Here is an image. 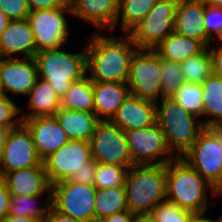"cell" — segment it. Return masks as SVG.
I'll list each match as a JSON object with an SVG mask.
<instances>
[{"label": "cell", "mask_w": 222, "mask_h": 222, "mask_svg": "<svg viewBox=\"0 0 222 222\" xmlns=\"http://www.w3.org/2000/svg\"><path fill=\"white\" fill-rule=\"evenodd\" d=\"M123 35L107 37L95 32L87 39L86 70L92 81L126 83L138 48L130 34Z\"/></svg>", "instance_id": "cell-1"}, {"label": "cell", "mask_w": 222, "mask_h": 222, "mask_svg": "<svg viewBox=\"0 0 222 222\" xmlns=\"http://www.w3.org/2000/svg\"><path fill=\"white\" fill-rule=\"evenodd\" d=\"M208 192L220 195L206 179L181 157L166 164V200L194 214L206 213L209 208Z\"/></svg>", "instance_id": "cell-2"}, {"label": "cell", "mask_w": 222, "mask_h": 222, "mask_svg": "<svg viewBox=\"0 0 222 222\" xmlns=\"http://www.w3.org/2000/svg\"><path fill=\"white\" fill-rule=\"evenodd\" d=\"M124 187L126 207L131 213H151L166 200V164L131 166Z\"/></svg>", "instance_id": "cell-3"}, {"label": "cell", "mask_w": 222, "mask_h": 222, "mask_svg": "<svg viewBox=\"0 0 222 222\" xmlns=\"http://www.w3.org/2000/svg\"><path fill=\"white\" fill-rule=\"evenodd\" d=\"M159 101L156 103V123L164 133L169 150L174 156L181 157L205 127L201 119L189 113L171 96H164Z\"/></svg>", "instance_id": "cell-4"}, {"label": "cell", "mask_w": 222, "mask_h": 222, "mask_svg": "<svg viewBox=\"0 0 222 222\" xmlns=\"http://www.w3.org/2000/svg\"><path fill=\"white\" fill-rule=\"evenodd\" d=\"M60 48L42 50L35 54L38 77L45 80L62 97L70 85L87 75L86 49L70 53Z\"/></svg>", "instance_id": "cell-5"}, {"label": "cell", "mask_w": 222, "mask_h": 222, "mask_svg": "<svg viewBox=\"0 0 222 222\" xmlns=\"http://www.w3.org/2000/svg\"><path fill=\"white\" fill-rule=\"evenodd\" d=\"M181 158L222 193V132L219 128L205 127Z\"/></svg>", "instance_id": "cell-6"}, {"label": "cell", "mask_w": 222, "mask_h": 222, "mask_svg": "<svg viewBox=\"0 0 222 222\" xmlns=\"http://www.w3.org/2000/svg\"><path fill=\"white\" fill-rule=\"evenodd\" d=\"M160 73L159 55L153 49H138L126 81L130 94L157 103L161 99Z\"/></svg>", "instance_id": "cell-7"}, {"label": "cell", "mask_w": 222, "mask_h": 222, "mask_svg": "<svg viewBox=\"0 0 222 222\" xmlns=\"http://www.w3.org/2000/svg\"><path fill=\"white\" fill-rule=\"evenodd\" d=\"M94 186L68 179L52 185L51 207L57 212L82 222H94Z\"/></svg>", "instance_id": "cell-8"}, {"label": "cell", "mask_w": 222, "mask_h": 222, "mask_svg": "<svg viewBox=\"0 0 222 222\" xmlns=\"http://www.w3.org/2000/svg\"><path fill=\"white\" fill-rule=\"evenodd\" d=\"M66 13L72 14L69 1L59 8L30 12L27 19L34 34L37 52L60 48L67 43L70 32Z\"/></svg>", "instance_id": "cell-9"}, {"label": "cell", "mask_w": 222, "mask_h": 222, "mask_svg": "<svg viewBox=\"0 0 222 222\" xmlns=\"http://www.w3.org/2000/svg\"><path fill=\"white\" fill-rule=\"evenodd\" d=\"M133 165L167 164L176 156L169 150L164 133L157 123L125 132Z\"/></svg>", "instance_id": "cell-10"}, {"label": "cell", "mask_w": 222, "mask_h": 222, "mask_svg": "<svg viewBox=\"0 0 222 222\" xmlns=\"http://www.w3.org/2000/svg\"><path fill=\"white\" fill-rule=\"evenodd\" d=\"M178 0H158L145 18L129 33L138 49H154L173 33Z\"/></svg>", "instance_id": "cell-11"}, {"label": "cell", "mask_w": 222, "mask_h": 222, "mask_svg": "<svg viewBox=\"0 0 222 222\" xmlns=\"http://www.w3.org/2000/svg\"><path fill=\"white\" fill-rule=\"evenodd\" d=\"M92 159L99 163L133 166L125 132L111 120H100L90 140Z\"/></svg>", "instance_id": "cell-12"}, {"label": "cell", "mask_w": 222, "mask_h": 222, "mask_svg": "<svg viewBox=\"0 0 222 222\" xmlns=\"http://www.w3.org/2000/svg\"><path fill=\"white\" fill-rule=\"evenodd\" d=\"M90 160H92L90 142L69 140L42 162L49 183L54 185L57 182L69 179L74 172L83 168V165Z\"/></svg>", "instance_id": "cell-13"}, {"label": "cell", "mask_w": 222, "mask_h": 222, "mask_svg": "<svg viewBox=\"0 0 222 222\" xmlns=\"http://www.w3.org/2000/svg\"><path fill=\"white\" fill-rule=\"evenodd\" d=\"M41 163L42 160L39 158L28 128L21 123L18 127L11 129L7 135L0 160L3 174L39 166Z\"/></svg>", "instance_id": "cell-14"}, {"label": "cell", "mask_w": 222, "mask_h": 222, "mask_svg": "<svg viewBox=\"0 0 222 222\" xmlns=\"http://www.w3.org/2000/svg\"><path fill=\"white\" fill-rule=\"evenodd\" d=\"M34 58H0V91L4 96H27L38 79ZM10 93V94H9Z\"/></svg>", "instance_id": "cell-15"}, {"label": "cell", "mask_w": 222, "mask_h": 222, "mask_svg": "<svg viewBox=\"0 0 222 222\" xmlns=\"http://www.w3.org/2000/svg\"><path fill=\"white\" fill-rule=\"evenodd\" d=\"M22 123L31 132L42 161L69 141L55 116L29 118Z\"/></svg>", "instance_id": "cell-16"}, {"label": "cell", "mask_w": 222, "mask_h": 222, "mask_svg": "<svg viewBox=\"0 0 222 222\" xmlns=\"http://www.w3.org/2000/svg\"><path fill=\"white\" fill-rule=\"evenodd\" d=\"M37 53L28 19L10 20L0 34V58H34ZM16 55V56H15Z\"/></svg>", "instance_id": "cell-17"}, {"label": "cell", "mask_w": 222, "mask_h": 222, "mask_svg": "<svg viewBox=\"0 0 222 222\" xmlns=\"http://www.w3.org/2000/svg\"><path fill=\"white\" fill-rule=\"evenodd\" d=\"M204 8L203 0H178L173 32L201 41L209 47L212 41L205 33Z\"/></svg>", "instance_id": "cell-18"}, {"label": "cell", "mask_w": 222, "mask_h": 222, "mask_svg": "<svg viewBox=\"0 0 222 222\" xmlns=\"http://www.w3.org/2000/svg\"><path fill=\"white\" fill-rule=\"evenodd\" d=\"M111 121L124 132L154 125L156 103L129 94Z\"/></svg>", "instance_id": "cell-19"}, {"label": "cell", "mask_w": 222, "mask_h": 222, "mask_svg": "<svg viewBox=\"0 0 222 222\" xmlns=\"http://www.w3.org/2000/svg\"><path fill=\"white\" fill-rule=\"evenodd\" d=\"M72 16L101 29L113 31L119 10V0H69Z\"/></svg>", "instance_id": "cell-20"}, {"label": "cell", "mask_w": 222, "mask_h": 222, "mask_svg": "<svg viewBox=\"0 0 222 222\" xmlns=\"http://www.w3.org/2000/svg\"><path fill=\"white\" fill-rule=\"evenodd\" d=\"M3 183L11 195L51 196L52 185L49 183L43 162L39 166L5 173Z\"/></svg>", "instance_id": "cell-21"}, {"label": "cell", "mask_w": 222, "mask_h": 222, "mask_svg": "<svg viewBox=\"0 0 222 222\" xmlns=\"http://www.w3.org/2000/svg\"><path fill=\"white\" fill-rule=\"evenodd\" d=\"M92 87L94 113L99 120H111L130 94L126 83L92 81Z\"/></svg>", "instance_id": "cell-22"}, {"label": "cell", "mask_w": 222, "mask_h": 222, "mask_svg": "<svg viewBox=\"0 0 222 222\" xmlns=\"http://www.w3.org/2000/svg\"><path fill=\"white\" fill-rule=\"evenodd\" d=\"M55 118L60 123L69 140L88 142H90L100 121L94 112H82L62 107L55 113Z\"/></svg>", "instance_id": "cell-23"}, {"label": "cell", "mask_w": 222, "mask_h": 222, "mask_svg": "<svg viewBox=\"0 0 222 222\" xmlns=\"http://www.w3.org/2000/svg\"><path fill=\"white\" fill-rule=\"evenodd\" d=\"M28 96L30 100L27 108L30 109V113H22V121L34 117L55 116L61 108V97L47 81L40 78L37 79Z\"/></svg>", "instance_id": "cell-24"}, {"label": "cell", "mask_w": 222, "mask_h": 222, "mask_svg": "<svg viewBox=\"0 0 222 222\" xmlns=\"http://www.w3.org/2000/svg\"><path fill=\"white\" fill-rule=\"evenodd\" d=\"M206 48L201 41L173 32L162 40L153 50L160 58L182 63L190 56L203 52Z\"/></svg>", "instance_id": "cell-25"}, {"label": "cell", "mask_w": 222, "mask_h": 222, "mask_svg": "<svg viewBox=\"0 0 222 222\" xmlns=\"http://www.w3.org/2000/svg\"><path fill=\"white\" fill-rule=\"evenodd\" d=\"M204 127H219L222 124V78L211 74L202 83Z\"/></svg>", "instance_id": "cell-26"}, {"label": "cell", "mask_w": 222, "mask_h": 222, "mask_svg": "<svg viewBox=\"0 0 222 222\" xmlns=\"http://www.w3.org/2000/svg\"><path fill=\"white\" fill-rule=\"evenodd\" d=\"M126 207L125 187L117 186L107 189H96L94 202V222L124 212Z\"/></svg>", "instance_id": "cell-27"}, {"label": "cell", "mask_w": 222, "mask_h": 222, "mask_svg": "<svg viewBox=\"0 0 222 222\" xmlns=\"http://www.w3.org/2000/svg\"><path fill=\"white\" fill-rule=\"evenodd\" d=\"M61 107L82 112H94L92 80L86 75L70 85L61 97Z\"/></svg>", "instance_id": "cell-28"}, {"label": "cell", "mask_w": 222, "mask_h": 222, "mask_svg": "<svg viewBox=\"0 0 222 222\" xmlns=\"http://www.w3.org/2000/svg\"><path fill=\"white\" fill-rule=\"evenodd\" d=\"M158 0H119L118 23L122 32L129 34L154 7ZM121 18V19H120Z\"/></svg>", "instance_id": "cell-29"}, {"label": "cell", "mask_w": 222, "mask_h": 222, "mask_svg": "<svg viewBox=\"0 0 222 222\" xmlns=\"http://www.w3.org/2000/svg\"><path fill=\"white\" fill-rule=\"evenodd\" d=\"M42 196L43 195H12L9 215L35 218L41 222L51 208V196H47L45 200H43L45 201L43 202V204H45L44 206L41 207L37 205L38 199L40 200Z\"/></svg>", "instance_id": "cell-30"}, {"label": "cell", "mask_w": 222, "mask_h": 222, "mask_svg": "<svg viewBox=\"0 0 222 222\" xmlns=\"http://www.w3.org/2000/svg\"><path fill=\"white\" fill-rule=\"evenodd\" d=\"M185 82L201 84L212 74V59L207 47L203 52L190 56L180 63Z\"/></svg>", "instance_id": "cell-31"}, {"label": "cell", "mask_w": 222, "mask_h": 222, "mask_svg": "<svg viewBox=\"0 0 222 222\" xmlns=\"http://www.w3.org/2000/svg\"><path fill=\"white\" fill-rule=\"evenodd\" d=\"M202 86L197 83L184 82L171 95L176 102L184 107L189 113L202 119L203 117V97ZM202 116V117H201Z\"/></svg>", "instance_id": "cell-32"}, {"label": "cell", "mask_w": 222, "mask_h": 222, "mask_svg": "<svg viewBox=\"0 0 222 222\" xmlns=\"http://www.w3.org/2000/svg\"><path fill=\"white\" fill-rule=\"evenodd\" d=\"M130 167L97 162L95 172V189H107L124 186L127 171Z\"/></svg>", "instance_id": "cell-33"}, {"label": "cell", "mask_w": 222, "mask_h": 222, "mask_svg": "<svg viewBox=\"0 0 222 222\" xmlns=\"http://www.w3.org/2000/svg\"><path fill=\"white\" fill-rule=\"evenodd\" d=\"M161 98L171 96L185 82L180 63L160 58Z\"/></svg>", "instance_id": "cell-34"}, {"label": "cell", "mask_w": 222, "mask_h": 222, "mask_svg": "<svg viewBox=\"0 0 222 222\" xmlns=\"http://www.w3.org/2000/svg\"><path fill=\"white\" fill-rule=\"evenodd\" d=\"M150 214L154 222H191L195 215L167 200L160 202Z\"/></svg>", "instance_id": "cell-35"}, {"label": "cell", "mask_w": 222, "mask_h": 222, "mask_svg": "<svg viewBox=\"0 0 222 222\" xmlns=\"http://www.w3.org/2000/svg\"><path fill=\"white\" fill-rule=\"evenodd\" d=\"M22 110L10 97L0 94V125L11 129L18 127L22 123Z\"/></svg>", "instance_id": "cell-36"}, {"label": "cell", "mask_w": 222, "mask_h": 222, "mask_svg": "<svg viewBox=\"0 0 222 222\" xmlns=\"http://www.w3.org/2000/svg\"><path fill=\"white\" fill-rule=\"evenodd\" d=\"M204 26L206 36L211 41L216 40V38L222 33V7L205 4Z\"/></svg>", "instance_id": "cell-37"}, {"label": "cell", "mask_w": 222, "mask_h": 222, "mask_svg": "<svg viewBox=\"0 0 222 222\" xmlns=\"http://www.w3.org/2000/svg\"><path fill=\"white\" fill-rule=\"evenodd\" d=\"M0 10L9 20L27 19L31 12L27 0H0Z\"/></svg>", "instance_id": "cell-38"}, {"label": "cell", "mask_w": 222, "mask_h": 222, "mask_svg": "<svg viewBox=\"0 0 222 222\" xmlns=\"http://www.w3.org/2000/svg\"><path fill=\"white\" fill-rule=\"evenodd\" d=\"M97 167V161L94 159L90 160L83 165V168L73 173L68 179L79 184L94 185L95 182V172Z\"/></svg>", "instance_id": "cell-39"}, {"label": "cell", "mask_w": 222, "mask_h": 222, "mask_svg": "<svg viewBox=\"0 0 222 222\" xmlns=\"http://www.w3.org/2000/svg\"><path fill=\"white\" fill-rule=\"evenodd\" d=\"M69 0H27L31 11L54 9L65 5Z\"/></svg>", "instance_id": "cell-40"}, {"label": "cell", "mask_w": 222, "mask_h": 222, "mask_svg": "<svg viewBox=\"0 0 222 222\" xmlns=\"http://www.w3.org/2000/svg\"><path fill=\"white\" fill-rule=\"evenodd\" d=\"M11 194L3 183L0 185V220H2L10 211Z\"/></svg>", "instance_id": "cell-41"}, {"label": "cell", "mask_w": 222, "mask_h": 222, "mask_svg": "<svg viewBox=\"0 0 222 222\" xmlns=\"http://www.w3.org/2000/svg\"><path fill=\"white\" fill-rule=\"evenodd\" d=\"M209 52L212 59V74L222 78V51L209 46Z\"/></svg>", "instance_id": "cell-42"}, {"label": "cell", "mask_w": 222, "mask_h": 222, "mask_svg": "<svg viewBox=\"0 0 222 222\" xmlns=\"http://www.w3.org/2000/svg\"><path fill=\"white\" fill-rule=\"evenodd\" d=\"M41 222H82V221L63 215L51 207L48 214L44 217V219Z\"/></svg>", "instance_id": "cell-43"}, {"label": "cell", "mask_w": 222, "mask_h": 222, "mask_svg": "<svg viewBox=\"0 0 222 222\" xmlns=\"http://www.w3.org/2000/svg\"><path fill=\"white\" fill-rule=\"evenodd\" d=\"M134 218V213L129 210L124 212L114 213L111 216L101 219L98 222H132Z\"/></svg>", "instance_id": "cell-44"}, {"label": "cell", "mask_w": 222, "mask_h": 222, "mask_svg": "<svg viewBox=\"0 0 222 222\" xmlns=\"http://www.w3.org/2000/svg\"><path fill=\"white\" fill-rule=\"evenodd\" d=\"M0 222H39L35 218H30V217H16L13 215H6Z\"/></svg>", "instance_id": "cell-45"}, {"label": "cell", "mask_w": 222, "mask_h": 222, "mask_svg": "<svg viewBox=\"0 0 222 222\" xmlns=\"http://www.w3.org/2000/svg\"><path fill=\"white\" fill-rule=\"evenodd\" d=\"M10 130L11 128L9 126L0 125V160L5 147V141Z\"/></svg>", "instance_id": "cell-46"}, {"label": "cell", "mask_w": 222, "mask_h": 222, "mask_svg": "<svg viewBox=\"0 0 222 222\" xmlns=\"http://www.w3.org/2000/svg\"><path fill=\"white\" fill-rule=\"evenodd\" d=\"M206 213L195 214L191 222H222V215L215 220L205 217Z\"/></svg>", "instance_id": "cell-47"}, {"label": "cell", "mask_w": 222, "mask_h": 222, "mask_svg": "<svg viewBox=\"0 0 222 222\" xmlns=\"http://www.w3.org/2000/svg\"><path fill=\"white\" fill-rule=\"evenodd\" d=\"M132 222H154V219L150 213L134 214Z\"/></svg>", "instance_id": "cell-48"}, {"label": "cell", "mask_w": 222, "mask_h": 222, "mask_svg": "<svg viewBox=\"0 0 222 222\" xmlns=\"http://www.w3.org/2000/svg\"><path fill=\"white\" fill-rule=\"evenodd\" d=\"M9 21L10 20L6 17L5 13L0 10V34L7 27Z\"/></svg>", "instance_id": "cell-49"}, {"label": "cell", "mask_w": 222, "mask_h": 222, "mask_svg": "<svg viewBox=\"0 0 222 222\" xmlns=\"http://www.w3.org/2000/svg\"><path fill=\"white\" fill-rule=\"evenodd\" d=\"M206 5L222 7V0H203Z\"/></svg>", "instance_id": "cell-50"}, {"label": "cell", "mask_w": 222, "mask_h": 222, "mask_svg": "<svg viewBox=\"0 0 222 222\" xmlns=\"http://www.w3.org/2000/svg\"><path fill=\"white\" fill-rule=\"evenodd\" d=\"M216 39L220 43V45H216V48L222 51V33Z\"/></svg>", "instance_id": "cell-51"}, {"label": "cell", "mask_w": 222, "mask_h": 222, "mask_svg": "<svg viewBox=\"0 0 222 222\" xmlns=\"http://www.w3.org/2000/svg\"><path fill=\"white\" fill-rule=\"evenodd\" d=\"M3 181H4V174H3L2 169L0 167V185L3 184Z\"/></svg>", "instance_id": "cell-52"}, {"label": "cell", "mask_w": 222, "mask_h": 222, "mask_svg": "<svg viewBox=\"0 0 222 222\" xmlns=\"http://www.w3.org/2000/svg\"><path fill=\"white\" fill-rule=\"evenodd\" d=\"M218 128L222 132V124Z\"/></svg>", "instance_id": "cell-53"}]
</instances>
